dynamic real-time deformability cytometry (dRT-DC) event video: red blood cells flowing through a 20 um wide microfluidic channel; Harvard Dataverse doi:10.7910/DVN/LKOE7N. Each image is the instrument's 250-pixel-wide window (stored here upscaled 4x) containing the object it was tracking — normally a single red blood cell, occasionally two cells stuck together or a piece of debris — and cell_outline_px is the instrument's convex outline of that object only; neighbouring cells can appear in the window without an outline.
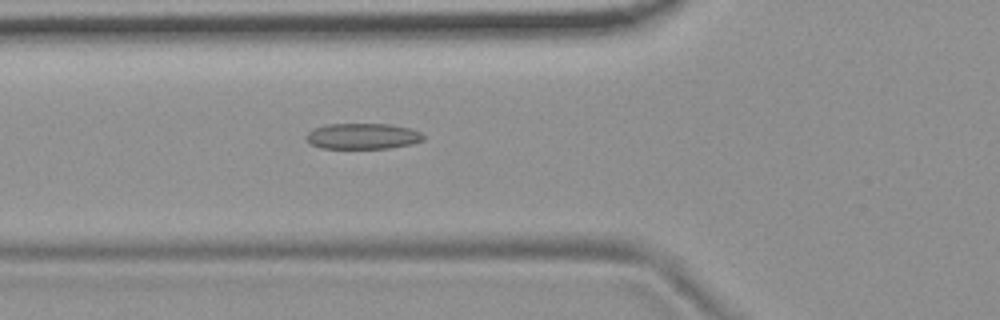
{"species": "common noctule bat (a hibernating species)", "species_latin": "Nyctalus noctula", "temperature_condition": "room temperature", "stored_images_in_passage": 40, "camera_frame_rate_fps": 3000, "um_per_image_px": 0.085, "animal": {"sex": "female", "body_mass_g": 19.9}, "frame": {"image": 1, "passage_image": 5, "time_ms": 1.333, "image_size_px": [1000, 320], "cell_outline_px": [[424, 140], [412, 144], [388, 148], [320, 148], [312, 144], [304, 136], [312, 128], [324, 124], [392, 124], [412, 128], [420, 132], [424, 136]], "centroid_in_image_um": [30.83, 11.56], "position_along_channel_um": 95.0, "area_um2": 17.8}}
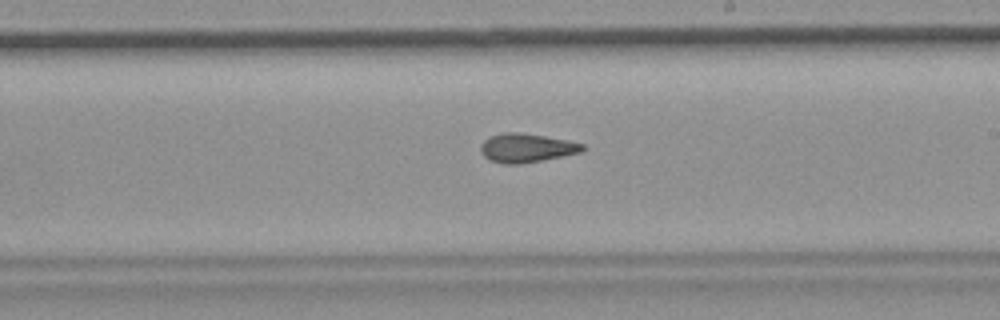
{"frame": {"image": 2, "passage_image": 17, "time_ms": 5.333, "image_size_px": [1000, 320], "cell_outline_px": [[584, 148], [580, 152], [520, 164], [504, 164], [488, 160], [480, 152], [480, 144], [484, 140], [492, 136], [504, 132], [520, 132], [568, 140], [584, 144]], "centroid_in_image_um": [44.7, 12.57], "position_along_channel_um": 244.3, "area_um2": 16.99}}
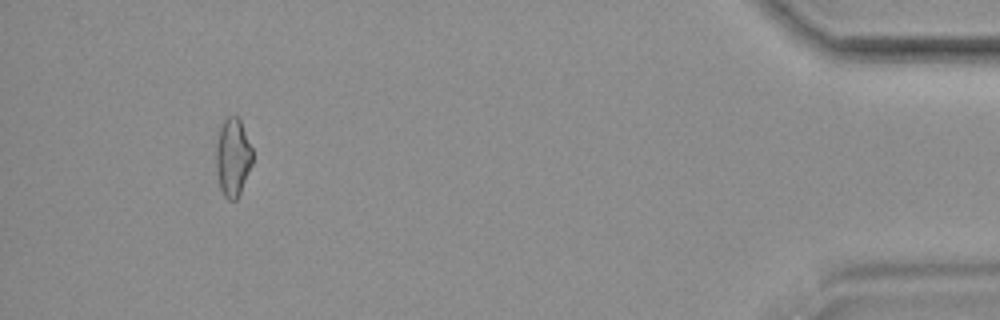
{"frame": {"image": 3, "passage_image": 36, "time_ms": 11.667, "image_size_px": [1000, 320], "cell_outline_px": [[252, 164], [240, 192], [236, 200], [228, 200], [224, 196], [220, 188], [216, 172], [216, 144], [220, 128], [224, 120], [228, 116], [236, 116], [240, 120], [252, 148]], "centroid_in_image_um": [19.78, 13.38], "position_along_channel_um": 415.4, "area_um2": 16.47}, "authors_computed_cell_mechanics": {"area_um2": 16.8776, "velocity_mm_per_s": 3.7295, "shape_relaxation_time_tau1_ms": null, "shape_relaxation_time_tau2_ms": 2.5883, "deformation_change_tau1": null, "deformation_change_tau2": 0.102}}